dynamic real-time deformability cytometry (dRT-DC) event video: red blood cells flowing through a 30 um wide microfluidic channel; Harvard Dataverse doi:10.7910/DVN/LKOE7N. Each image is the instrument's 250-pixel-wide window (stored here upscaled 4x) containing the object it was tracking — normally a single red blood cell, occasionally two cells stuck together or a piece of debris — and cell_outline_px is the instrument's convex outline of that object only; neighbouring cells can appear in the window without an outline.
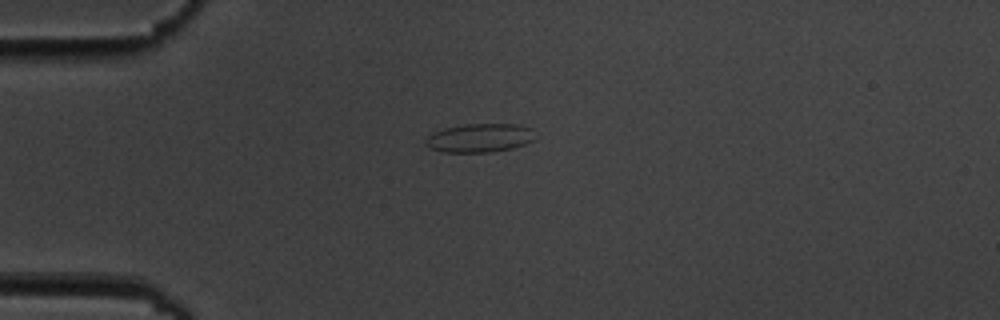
{"species": "common noctule bat (a hibernating species)", "species_latin": "Nyctalus noctula", "temperature_condition": "cold", "stored_images_in_passage": 6, "camera_frame_rate_fps": 3000, "um_per_image_px": 0.085, "animal": {"sex": "male", "body_mass_g": 19.5, "forearm_length_mm": 54.6}, "frame": {"image": 1, "passage_image": 6, "time_ms": 6.667, "image_size_px": [1000, 320], "cell_outline_px": [[536, 140], [512, 148], [492, 152], [444, 152], [432, 148], [424, 144], [424, 140], [428, 136], [444, 128], [464, 124], [516, 124], [532, 128]], "centroid_in_image_um": [40.8, 11.72], "position_along_channel_um": 44.2, "area_um2": 18.32}}